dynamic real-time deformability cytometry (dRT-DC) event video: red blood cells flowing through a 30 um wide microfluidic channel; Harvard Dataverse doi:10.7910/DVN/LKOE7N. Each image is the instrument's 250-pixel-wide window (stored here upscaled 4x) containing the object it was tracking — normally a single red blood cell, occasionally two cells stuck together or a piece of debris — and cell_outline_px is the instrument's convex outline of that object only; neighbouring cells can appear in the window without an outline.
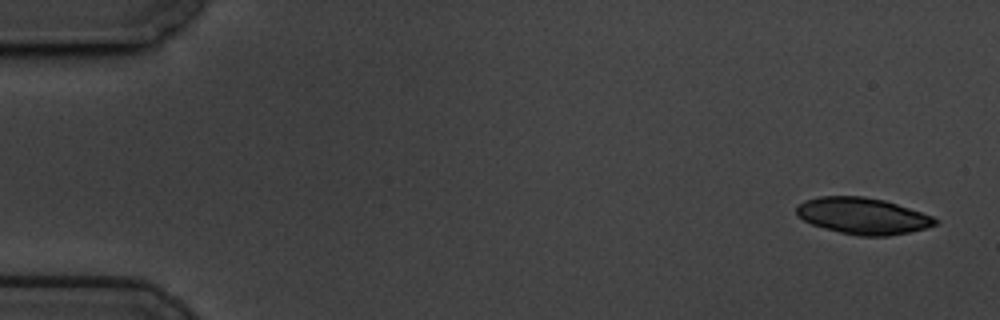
{"species": "common noctule bat (a hibernating species)", "species_latin": "Nyctalus noctula", "temperature_condition": "cold", "stored_images_in_passage": 6, "segment_of_instrument_passage": [1, 2], "camera_frame_rate_fps": 3000, "um_per_image_px": 0.085, "animal": {"sex": "male", "body_mass_g": 19.5, "forearm_length_mm": 54.6}, "frame": {"image": 1, "passage_image": 1, "time_ms": 0.0, "image_size_px": [1000, 320], "cell_outline_px": [[940, 220], [936, 224], [924, 228], [908, 232], [888, 236], [860, 236], [840, 232], [824, 228], [812, 224], [804, 220], [796, 212], [796, 208], [804, 200], [820, 196], [864, 196], [884, 200], [932, 216]], "centroid_in_image_um": [73.33, 18.35], "position_along_channel_um": 11.7, "area_um2": 29.13}}